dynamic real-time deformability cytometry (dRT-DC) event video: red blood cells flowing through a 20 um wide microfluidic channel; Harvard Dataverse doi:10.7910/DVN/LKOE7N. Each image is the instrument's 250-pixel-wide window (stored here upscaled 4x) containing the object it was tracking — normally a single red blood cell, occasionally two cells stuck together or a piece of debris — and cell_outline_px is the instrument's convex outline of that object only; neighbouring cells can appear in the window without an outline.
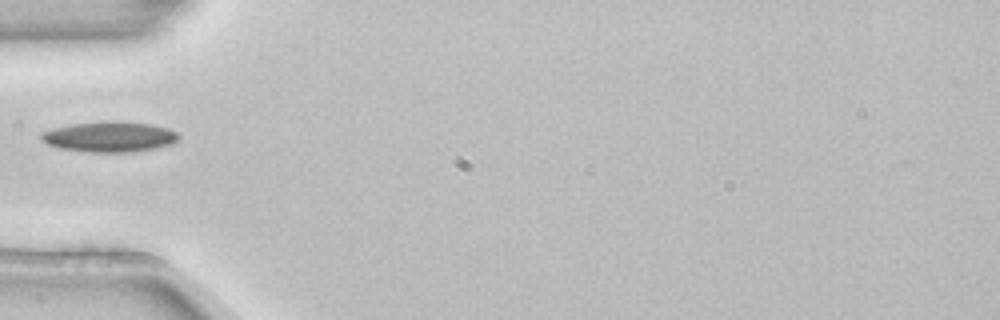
{"species": "common noctule bat (a hibernating species)", "species_latin": "Nyctalus noctula", "temperature_condition": "room temperature", "stored_images_in_passage": 1, "camera_frame_rate_fps": 3000, "um_per_image_px": 0.085, "animal": {"sex": "female", "body_mass_g": 22.7, "forearm_length_mm": 54.2}, "frame": {"image": 1, "passage_image": 1, "time_ms": 0.0, "image_size_px": [1000, 320], "cell_outline_px": [[180, 136], [172, 144], [156, 148], [128, 152], [92, 152], [60, 148], [48, 144], [40, 140], [40, 136], [44, 132], [56, 128], [72, 124], [112, 120], [152, 124], [168, 128], [176, 132]], "centroid_in_image_um": [9.34, 11.62], "position_along_channel_um": 75.7, "area_um2": 24.22}}